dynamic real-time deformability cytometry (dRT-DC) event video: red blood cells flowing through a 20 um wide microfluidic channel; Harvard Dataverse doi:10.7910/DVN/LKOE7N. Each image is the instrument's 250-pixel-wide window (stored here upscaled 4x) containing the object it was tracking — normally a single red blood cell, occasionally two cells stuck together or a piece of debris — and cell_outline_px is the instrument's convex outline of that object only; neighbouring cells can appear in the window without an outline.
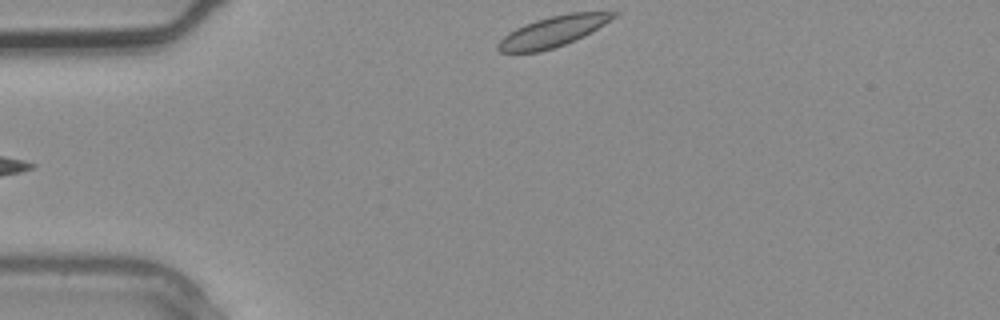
{"species": "common noctule bat (a hibernating species)", "species_latin": "Nyctalus noctula", "temperature_condition": "warm", "stored_images_in_passage": 5, "segment_of_instrument_passage": [2, 2], "camera_frame_rate_fps": 3000, "um_per_image_px": 0.085, "animal": {"sex": "male", "body_mass_g": 20.4}, "frame": {"image": 1, "passage_image": 5, "time_ms": 1.333, "image_size_px": [1000, 320], "cell_outline_px": [[620, 12], [616, 16], [604, 24], [564, 44], [540, 52], [500, 52], [496, 48], [496, 44], [508, 32], [524, 24], [536, 20], [552, 16], [572, 12]], "centroid_in_image_um": [46.92, 2.68], "position_along_channel_um": 38.1, "area_um2": 20.06}}